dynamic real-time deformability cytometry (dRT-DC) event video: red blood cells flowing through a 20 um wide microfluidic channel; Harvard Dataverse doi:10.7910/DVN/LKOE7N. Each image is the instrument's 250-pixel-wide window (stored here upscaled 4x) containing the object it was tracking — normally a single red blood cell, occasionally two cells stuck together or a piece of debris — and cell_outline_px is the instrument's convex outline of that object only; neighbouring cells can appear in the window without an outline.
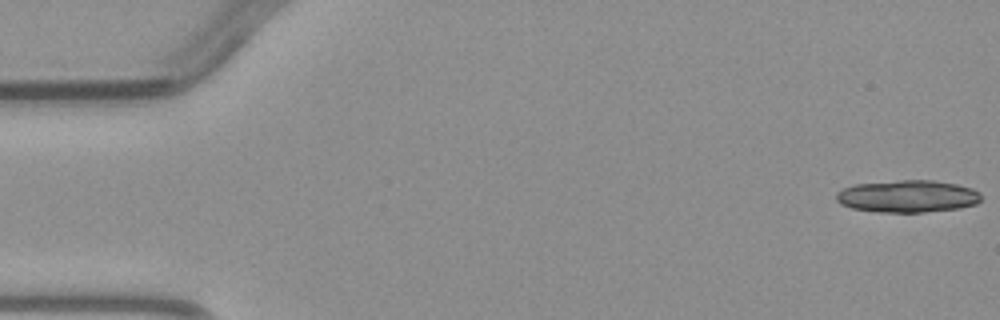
{"species": "common noctule bat (a hibernating species)", "species_latin": "Nyctalus noctula", "temperature_condition": "warm", "stored_images_in_passage": 4, "camera_frame_rate_fps": 3000, "um_per_image_px": 0.085, "animal": {"sex": "male", "body_mass_g": 23.1, "forearm_length_mm": 52.7}, "frame": {"image": 1, "passage_image": 1, "time_ms": 0.0, "image_size_px": [1000, 320], "cell_outline_px": [[980, 200], [976, 204], [960, 208], [924, 212], [876, 212], [852, 208], [840, 204], [836, 200], [836, 192], [844, 188], [856, 184], [900, 180], [932, 180], [956, 184], [972, 188], [980, 192]], "centroid_in_image_um": [77.14, 16.68], "position_along_channel_um": 7.9, "area_um2": 27.28}}